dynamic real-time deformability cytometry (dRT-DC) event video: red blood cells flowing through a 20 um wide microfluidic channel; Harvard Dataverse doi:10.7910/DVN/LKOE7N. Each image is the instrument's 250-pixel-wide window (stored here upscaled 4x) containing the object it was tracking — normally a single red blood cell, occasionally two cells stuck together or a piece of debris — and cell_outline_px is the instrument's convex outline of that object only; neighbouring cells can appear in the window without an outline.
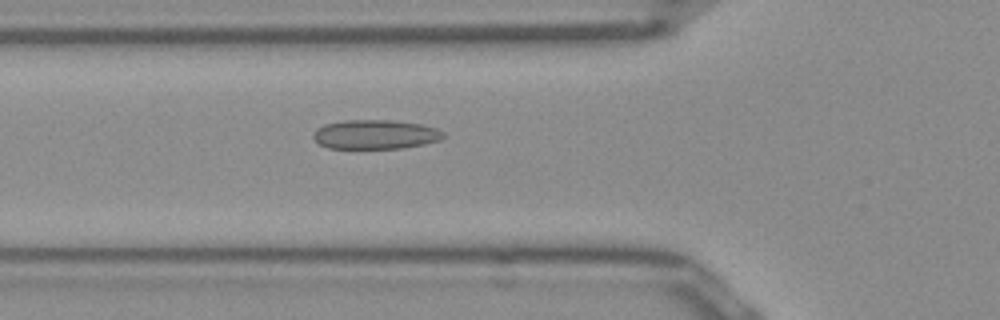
{"species": "Egyptian fruit bat (a non-hibernating species)", "species_latin": "Rousettus aegyptiacus", "temperature_condition": "room temperature", "stored_images_in_passage": 37, "camera_frame_rate_fps": 3000, "um_per_image_px": 0.085, "frame": {"image": 1, "passage_image": 4, "time_ms": 1.0, "image_size_px": [1000, 320], "cell_outline_px": [[444, 136], [440, 140], [424, 144], [404, 148], [328, 148], [320, 144], [312, 136], [316, 128], [324, 124], [344, 120], [392, 120], [420, 124], [436, 128], [444, 132]], "centroid_in_image_um": [31.9, 11.42], "position_along_channel_um": 93.9, "area_um2": 22.2}}
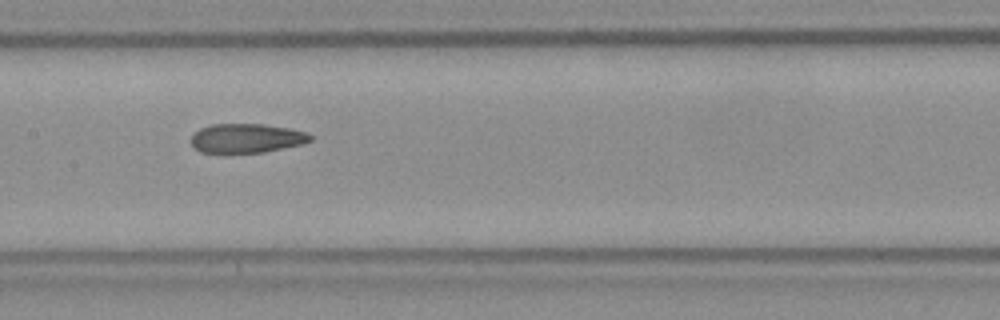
{"frame": {"image": 2, "passage_image": 11, "time_ms": 3.333, "image_size_px": [1000, 320], "cell_outline_px": [[312, 140], [300, 144], [264, 152], [200, 152], [192, 148], [192, 136], [200, 128], [212, 124], [264, 124], [288, 128], [308, 132], [312, 136]], "centroid_in_image_um": [20.95, 11.74], "position_along_channel_um": 186.4, "area_um2": 20.11}}
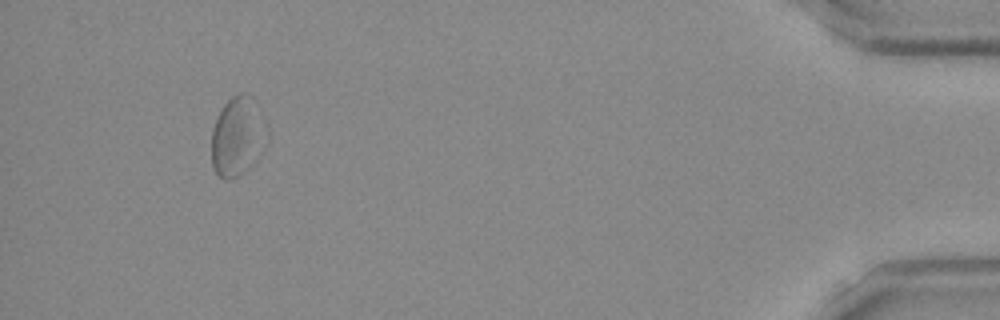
{"frame": {"image": 3, "passage_image": 34, "time_ms": 11.0, "image_size_px": [1000, 320], "cell_outline_px": [[252, 164], [244, 172], [232, 180], [224, 180], [216, 172], [212, 164], [212, 128], [224, 104], [236, 92], [248, 92], [252, 96]], "centroid_in_image_um": [19.83, 11.66], "position_along_channel_um": 415.4, "area_um2": 21.15}, "authors_computed_cell_mechanics": {"area_um2": 21.386, "velocity_mm_per_s": 3.9276, "shape_relaxation_time_tau1_ms": null, "shape_relaxation_time_tau2_ms": 1.6939, "deformation_change_tau1": null, "deformation_change_tau2": 0.0696}}